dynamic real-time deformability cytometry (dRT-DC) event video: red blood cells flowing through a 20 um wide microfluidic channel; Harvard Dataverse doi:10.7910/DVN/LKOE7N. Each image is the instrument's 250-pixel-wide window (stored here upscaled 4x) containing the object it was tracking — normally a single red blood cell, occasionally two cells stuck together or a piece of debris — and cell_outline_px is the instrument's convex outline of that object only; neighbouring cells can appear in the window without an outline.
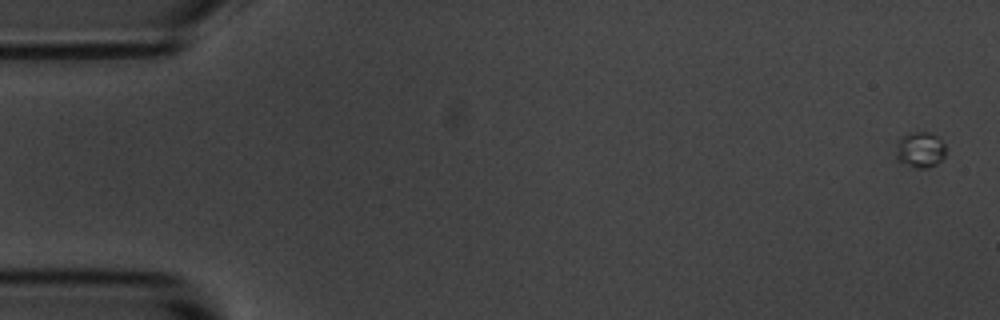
{"species": "common noctule bat (a hibernating species)", "species_latin": "Nyctalus noctula", "temperature_condition": "room temperature", "stored_images_in_passage": 8, "camera_frame_rate_fps": 3000, "um_per_image_px": 0.085, "animal": {"sex": "male", "body_mass_g": 20.1, "forearm_length_mm": 53.5}, "frame": {"image": 1, "passage_image": 1, "time_ms": 0.0, "image_size_px": [1000, 320], "cell_outline_px": [[944, 156], [936, 164], [928, 168], [916, 168], [896, 160], [896, 144], [900, 136], [916, 132], [928, 132], [936, 136], [944, 144]], "centroid_in_image_um": [78.17, 12.73], "position_along_channel_um": 6.8, "area_um2": 10.29}}
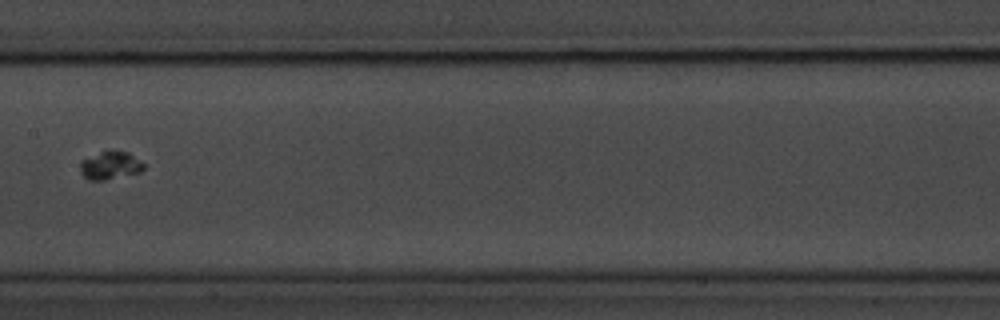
{"frame": {"image": 2, "passage_image": 8, "time_ms": 9.0, "image_size_px": [1000, 320], "cell_outline_px": [[144, 168], [140, 172], [104, 180], [88, 180], [80, 172], [80, 160], [100, 152], [128, 152], [144, 164]], "centroid_in_image_um": [9.33, 14.08], "position_along_channel_um": 198.1, "area_um2": 10.12}}